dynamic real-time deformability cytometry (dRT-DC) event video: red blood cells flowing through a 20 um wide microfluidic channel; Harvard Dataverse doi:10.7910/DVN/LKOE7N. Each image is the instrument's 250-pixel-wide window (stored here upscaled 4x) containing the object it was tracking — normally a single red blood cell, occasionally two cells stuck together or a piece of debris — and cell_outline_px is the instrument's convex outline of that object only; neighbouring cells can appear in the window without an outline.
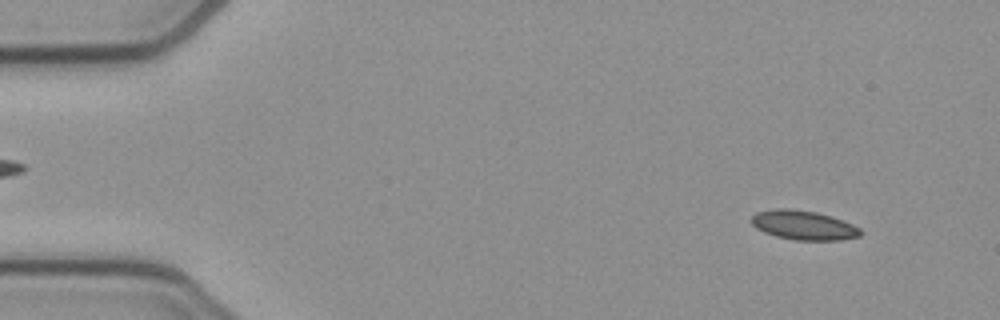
{"species": "common noctule bat (a hibernating species)", "species_latin": "Nyctalus noctula", "temperature_condition": "cold", "stored_images_in_passage": 52, "camera_frame_rate_fps": 3000, "um_per_image_px": 0.085, "animal": {"sex": "female", "body_mass_g": 21.9}, "frame": {"image": 1, "passage_image": 4, "time_ms": 1.0, "image_size_px": [1000, 320], "cell_outline_px": [[864, 232], [860, 236], [840, 240], [796, 240], [776, 236], [764, 232], [756, 228], [752, 224], [752, 216], [756, 212], [772, 208], [792, 208], [816, 212], [832, 216], [852, 224], [860, 228]], "centroid_in_image_um": [68.31, 19.13], "position_along_channel_um": 16.7, "area_um2": 18.79}}
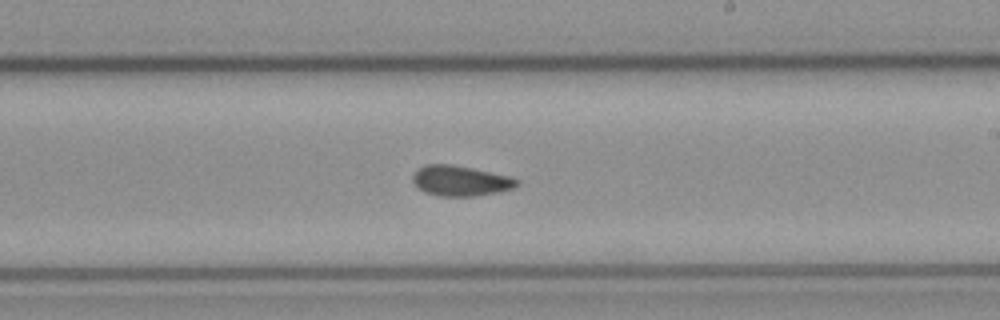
{"frame": {"image": 2, "passage_image": 30, "time_ms": 9.667, "image_size_px": [1000, 320], "cell_outline_px": [[520, 184], [512, 188], [500, 192], [472, 196], [440, 196], [424, 192], [416, 188], [412, 180], [412, 176], [416, 168], [424, 164], [452, 164], [512, 176], [520, 180]], "centroid_in_image_um": [39.12, 15.36], "position_along_channel_um": 249.9, "area_um2": 18.79}}
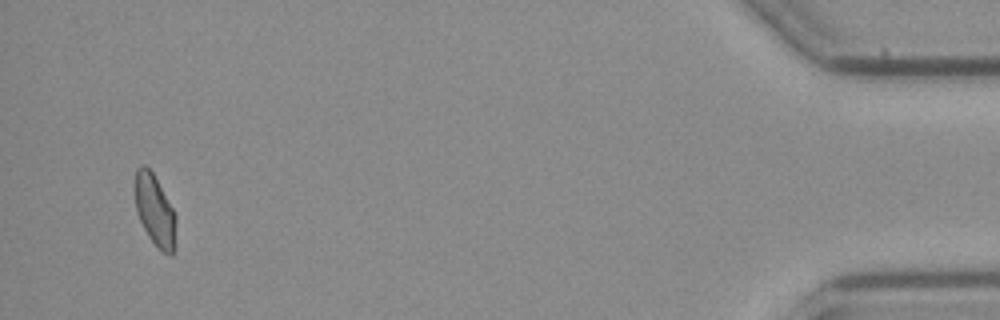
{"frame": {"image": 3, "passage_image": 50, "time_ms": 16.333, "image_size_px": [1000, 320], "cell_outline_px": [[176, 220], [172, 256], [168, 256], [160, 252], [148, 236], [136, 212], [132, 188], [136, 168], [140, 164], [144, 164], [152, 172], [172, 208], [176, 216]], "centroid_in_image_um": [13.1, 17.86], "position_along_channel_um": 422.1, "area_um2": 17.34}, "authors_computed_cell_mechanics": {"area_um2": 18.2648, "velocity_mm_per_s": 3.8485, "shape_relaxation_time_tau1_ms": null, "shape_relaxation_time_tau2_ms": 3.8873, "deformation_change_tau1": null, "deformation_change_tau2": 0.0763}}